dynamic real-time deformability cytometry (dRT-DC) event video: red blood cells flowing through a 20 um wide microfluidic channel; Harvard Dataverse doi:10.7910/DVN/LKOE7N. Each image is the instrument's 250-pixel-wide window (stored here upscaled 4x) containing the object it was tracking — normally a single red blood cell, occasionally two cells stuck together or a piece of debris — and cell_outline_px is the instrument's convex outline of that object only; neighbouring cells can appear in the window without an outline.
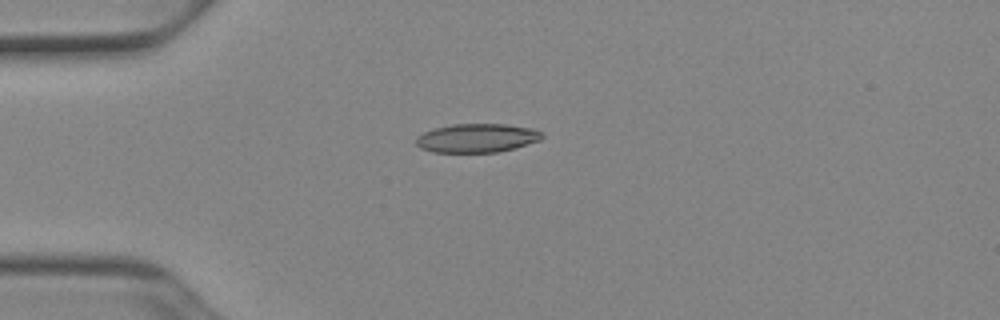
{"species": "Egyptian fruit bat (a non-hibernating species)", "species_latin": "Rousettus aegyptiacus", "temperature_condition": "cold", "stored_images_in_passage": 39, "camera_frame_rate_fps": 3000, "um_per_image_px": 0.085, "animal": {"sex": "female"}, "frame": {"image": 1, "passage_image": 1, "time_ms": 0.0, "image_size_px": [1000, 320], "cell_outline_px": [[544, 136], [540, 140], [512, 148], [496, 152], [432, 152], [420, 148], [416, 144], [416, 136], [424, 132], [436, 128], [452, 124], [508, 124], [532, 128], [544, 132]], "centroid_in_image_um": [40.54, 11.72], "position_along_channel_um": 44.5, "area_um2": 21.1}}
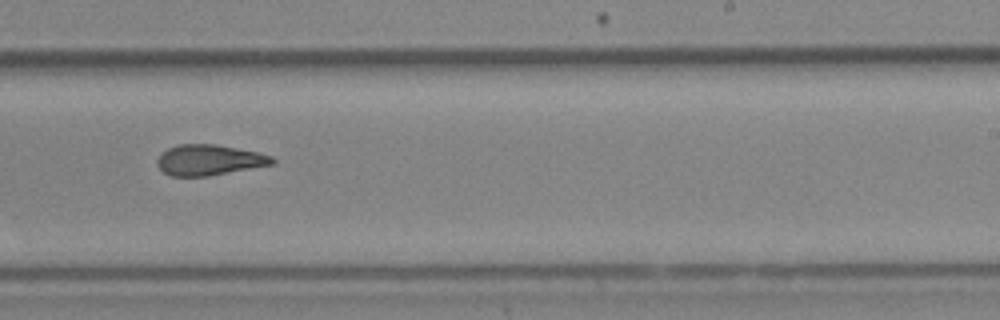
{"frame": {"image": 2, "passage_image": 20, "time_ms": 6.333, "image_size_px": [1000, 320], "cell_outline_px": [[276, 164], [208, 176], [172, 176], [164, 172], [156, 164], [156, 160], [160, 152], [168, 148], [180, 144], [216, 144], [256, 152], [272, 156], [276, 160]], "centroid_in_image_um": [17.77, 13.6], "position_along_channel_um": 271.2, "area_um2": 20.63}}
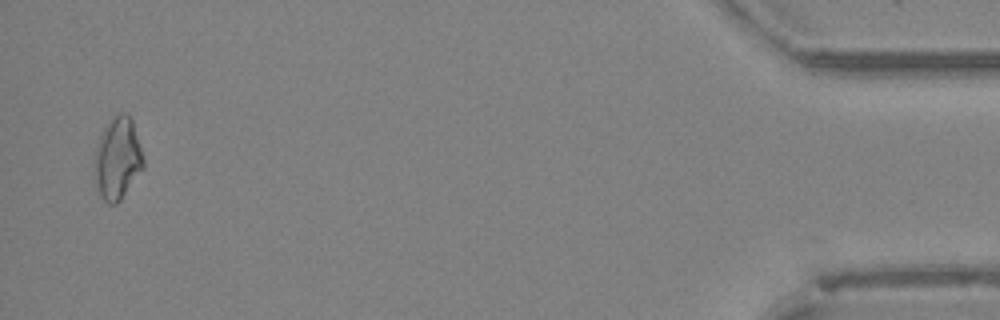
{"frame": {"image": 3, "passage_image": 38, "time_ms": 12.333, "image_size_px": [1000, 320], "cell_outline_px": [[144, 168], [120, 200], [116, 204], [108, 204], [100, 196], [92, 172], [92, 164], [96, 148], [100, 136], [104, 128], [120, 112], [124, 112], [132, 120], [144, 156]], "centroid_in_image_um": [9.98, 13.52], "position_along_channel_um": 425.2, "area_um2": 23.52}, "authors_computed_cell_mechanics": {"area_um2": 21.1548, "velocity_mm_per_s": 3.9323, "shape_relaxation_time_tau1_ms": null, "shape_relaxation_time_tau2_ms": 5.2342, "deformation_change_tau1": null, "deformation_change_tau2": 0.1364}}